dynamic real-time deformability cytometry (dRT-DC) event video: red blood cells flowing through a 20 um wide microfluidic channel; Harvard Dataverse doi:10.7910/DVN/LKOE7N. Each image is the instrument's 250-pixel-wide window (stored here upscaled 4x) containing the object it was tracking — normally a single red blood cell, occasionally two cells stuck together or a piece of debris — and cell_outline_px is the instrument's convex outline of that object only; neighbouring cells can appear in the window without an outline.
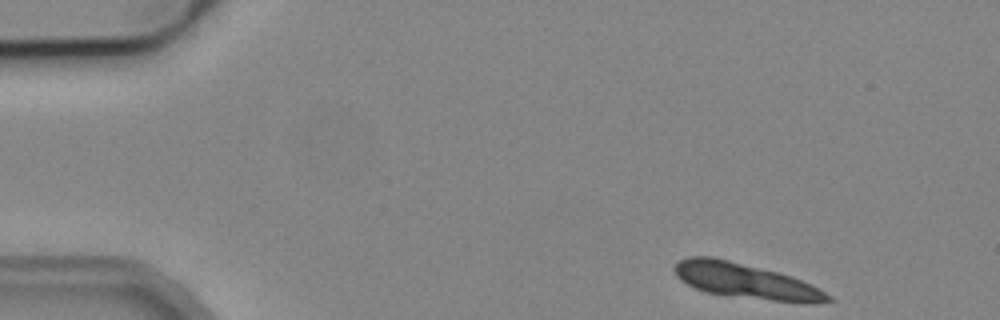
{"species": "common noctule bat (a hibernating species)", "species_latin": "Nyctalus noctula", "temperature_condition": "cold", "stored_images_in_passage": 4, "camera_frame_rate_fps": 3000, "um_per_image_px": 0.085, "animal": {"sex": "male", "body_mass_g": 19.2, "forearm_length_mm": 51.8}, "frame": {"image": 1, "passage_image": 1, "time_ms": 0.0, "image_size_px": [1000, 320], "cell_outline_px": [[836, 300], [812, 304], [808, 304], [772, 300], [704, 292], [680, 280], [676, 276], [676, 264], [680, 260], [688, 256], [712, 256], [780, 272], [792, 276], [832, 296]], "centroid_in_image_um": [63.4, 23.88], "position_along_channel_um": 21.6, "area_um2": 31.15}}